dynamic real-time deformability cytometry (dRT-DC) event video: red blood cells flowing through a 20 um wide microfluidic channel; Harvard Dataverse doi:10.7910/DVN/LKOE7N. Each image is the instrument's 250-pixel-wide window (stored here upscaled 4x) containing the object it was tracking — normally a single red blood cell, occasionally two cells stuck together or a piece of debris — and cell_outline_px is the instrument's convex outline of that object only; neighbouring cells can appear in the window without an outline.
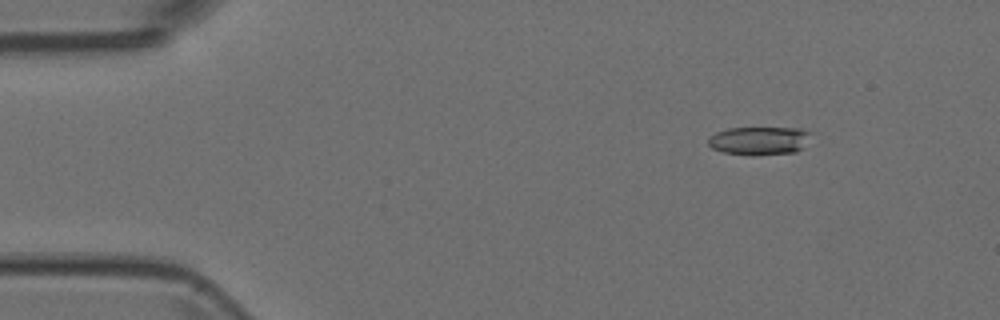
{"species": "Egyptian fruit bat (a non-hibernating species)", "species_latin": "Rousettus aegyptiacus", "temperature_condition": "room temperature", "stored_images_in_passage": 6, "camera_frame_rate_fps": 3000, "um_per_image_px": 0.085, "animal": {"sex": "female"}, "frame": {"image": 1, "passage_image": 1, "time_ms": 0.0, "image_size_px": [1000, 320], "cell_outline_px": [[812, 132], [800, 148], [796, 152], [752, 156], [724, 152], [712, 148], [708, 144], [708, 136], [716, 132], [728, 128], [800, 128]], "centroid_in_image_um": [64.49, 11.96], "position_along_channel_um": 20.5, "area_um2": 16.94}}
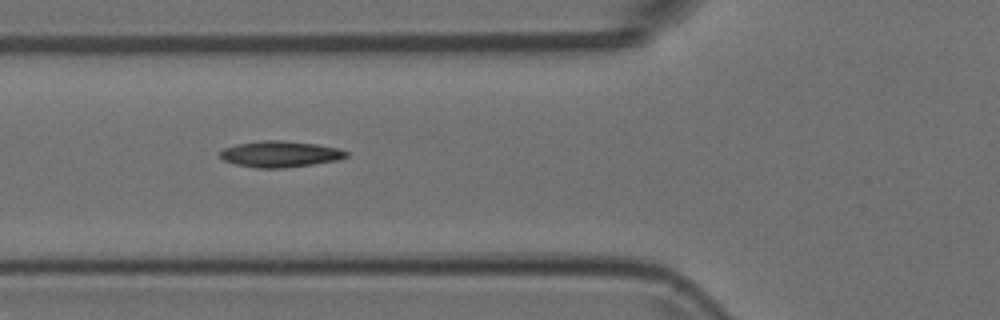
{"frame": {"image": 2, "passage_image": 5, "time_ms": 1.333, "image_size_px": [1000, 320], "cell_outline_px": [[348, 156], [340, 160], [284, 168], [260, 168], [236, 164], [224, 160], [220, 156], [220, 152], [224, 148], [236, 144], [260, 140], [284, 140], [316, 144], [340, 148], [348, 152]], "centroid_in_image_um": [23.85, 13.08], "position_along_channel_um": 102.0, "area_um2": 19.31}}
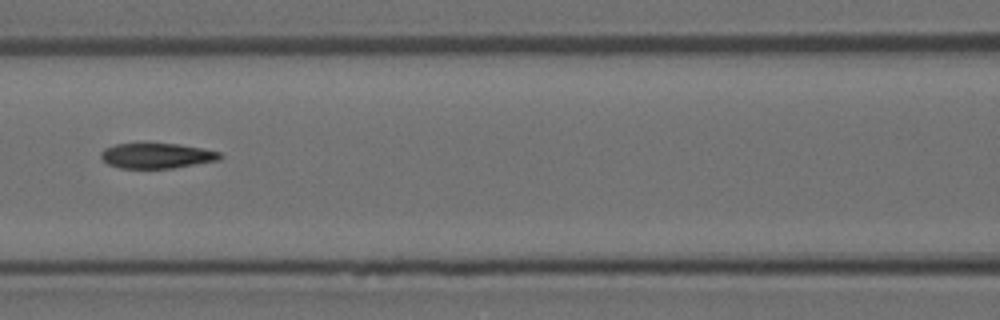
{"frame": {"image": 3, "passage_image": 6, "time_ms": 1.667, "image_size_px": [1000, 320], "cell_outline_px": [[224, 156], [220, 160], [172, 168], [120, 168], [108, 164], [100, 156], [100, 152], [104, 148], [116, 144], [180, 144], [204, 148], [220, 152]], "centroid_in_image_um": [13.36, 13.24], "position_along_channel_um": 153.2, "area_um2": 17.51}}